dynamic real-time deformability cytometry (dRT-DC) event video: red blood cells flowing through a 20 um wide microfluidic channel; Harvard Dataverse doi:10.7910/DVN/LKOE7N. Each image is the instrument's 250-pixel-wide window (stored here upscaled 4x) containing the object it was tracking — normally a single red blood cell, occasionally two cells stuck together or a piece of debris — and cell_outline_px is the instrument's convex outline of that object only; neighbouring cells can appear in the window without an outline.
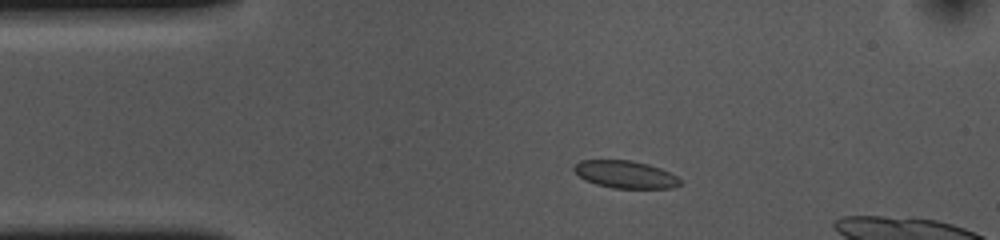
{"species": "common noctule bat (a hibernating species)", "species_latin": "Nyctalus noctula", "temperature_condition": "cold", "stored_images_in_passage": 46, "camera_frame_rate_fps": 3000, "um_per_image_px": 0.085, "animal": {"sex": "female", "body_mass_g": 10.0, "forearm_length_mm": 53.1}, "frame": {"image": 1, "passage_image": 7, "time_ms": 2.0, "image_size_px": [1000, 240], "cell_outline_px": [[680, 184], [672, 188], [612, 188], [596, 184], [584, 180], [572, 168], [580, 160], [632, 160], [648, 164], [660, 168], [676, 176], [680, 180]], "centroid_in_image_um": [53.13, 14.82], "position_along_channel_um": 31.9, "area_um2": 16.88}}
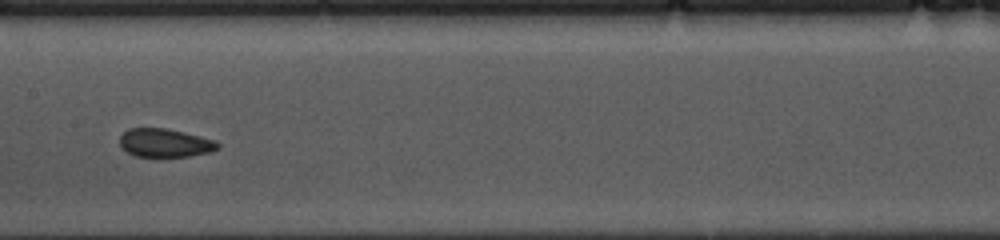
{"frame": {"image": 2, "passage_image": 23, "time_ms": 7.333, "image_size_px": [1000, 240], "cell_outline_px": [[220, 148], [208, 152], [188, 156], [136, 156], [120, 148], [120, 136], [128, 128], [168, 128], [216, 140], [220, 144]], "centroid_in_image_um": [14.02, 12.13], "position_along_channel_um": 193.4, "area_um2": 16.24}}
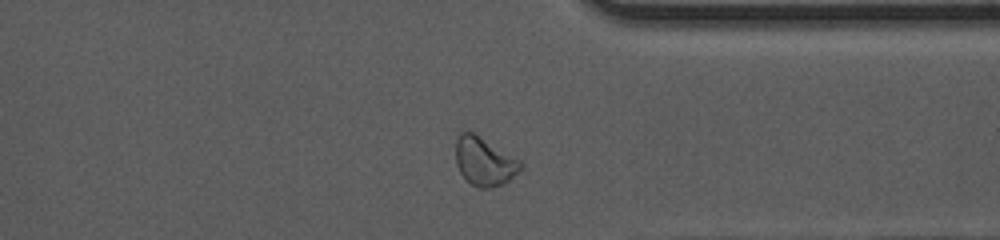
{"frame": {"image": 3, "passage_image": 38, "time_ms": 12.333, "image_size_px": [1000, 240], "cell_outline_px": [[520, 168], [504, 184], [488, 188], [480, 188], [472, 184], [460, 172], [456, 164], [456, 136], [460, 132], [472, 132], [520, 160]], "centroid_in_image_um": [41.12, 13.71], "position_along_channel_um": 370.3, "area_um2": 17.8}, "authors_computed_cell_mechanics": {"area_um2": 16.9354, "velocity_mm_per_s": 3.6231, "shape_relaxation_time_tau1_ms": null, "shape_relaxation_time_tau2_ms": 1.7311, "deformation_change_tau1": null, "deformation_change_tau2": 0.0612}}